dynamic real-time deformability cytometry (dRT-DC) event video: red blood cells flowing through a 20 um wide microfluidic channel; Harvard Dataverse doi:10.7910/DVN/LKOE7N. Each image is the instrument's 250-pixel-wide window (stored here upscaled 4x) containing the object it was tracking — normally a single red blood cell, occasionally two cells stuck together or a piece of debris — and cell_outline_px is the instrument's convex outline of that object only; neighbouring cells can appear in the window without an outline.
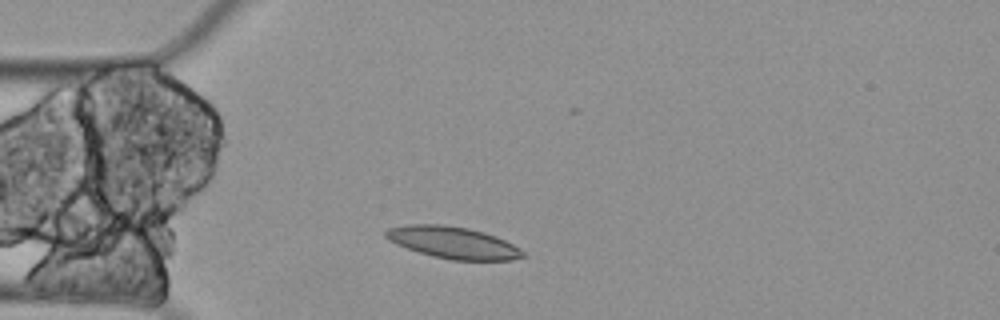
{"species": "Egyptian fruit bat (a non-hibernating species)", "species_latin": "Rousettus aegyptiacus", "temperature_condition": "cold", "stored_images_in_passage": 13, "camera_frame_rate_fps": 3000, "um_per_image_px": 0.085, "animal": {"sex": "female"}, "frame": {"image": 1, "passage_image": 2, "time_ms": 0.333, "image_size_px": [1000, 320], "cell_outline_px": [[524, 256], [512, 260], [452, 260], [432, 256], [396, 244], [388, 240], [384, 236], [384, 232], [388, 228], [408, 224], [444, 224], [468, 228], [484, 232], [496, 236], [520, 248], [524, 252]], "centroid_in_image_um": [38.49, 20.61], "position_along_channel_um": 46.5, "area_um2": 25.43}}
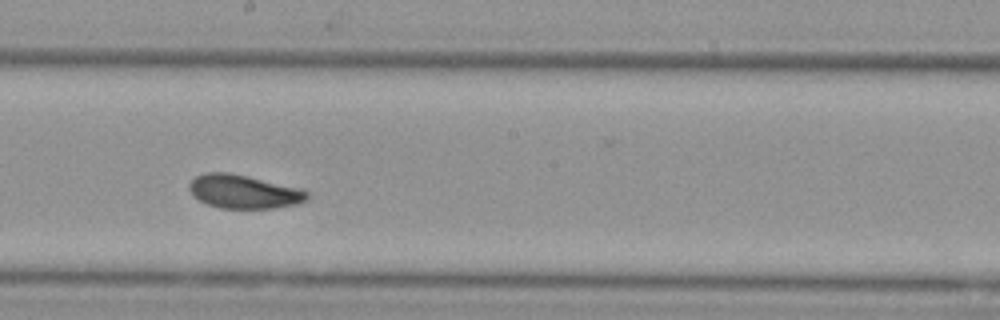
{"frame": {"image": 2, "passage_image": 7, "time_ms": 2.0, "image_size_px": [1000, 320], "cell_outline_px": [[308, 200], [296, 204], [272, 208], [220, 208], [208, 204], [192, 196], [188, 188], [188, 184], [196, 176], [204, 172], [228, 172], [248, 176], [304, 188], [308, 192]], "centroid_in_image_um": [20.73, 16.27], "position_along_channel_um": 227.5, "area_um2": 23.35}}
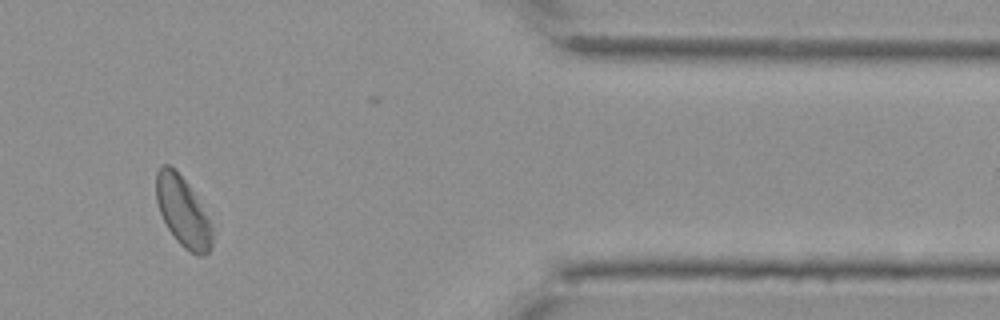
{"frame": {"image": 3, "passage_image": 11, "time_ms": 3.333, "image_size_px": [1000, 320], "cell_outline_px": [[212, 248], [204, 256], [200, 256], [184, 248], [176, 240], [168, 228], [160, 212], [156, 200], [156, 172], [160, 164], [168, 164], [188, 184], [208, 220], [212, 228]], "centroid_in_image_um": [15.51, 18.0], "position_along_channel_um": 395.9, "area_um2": 22.25}}